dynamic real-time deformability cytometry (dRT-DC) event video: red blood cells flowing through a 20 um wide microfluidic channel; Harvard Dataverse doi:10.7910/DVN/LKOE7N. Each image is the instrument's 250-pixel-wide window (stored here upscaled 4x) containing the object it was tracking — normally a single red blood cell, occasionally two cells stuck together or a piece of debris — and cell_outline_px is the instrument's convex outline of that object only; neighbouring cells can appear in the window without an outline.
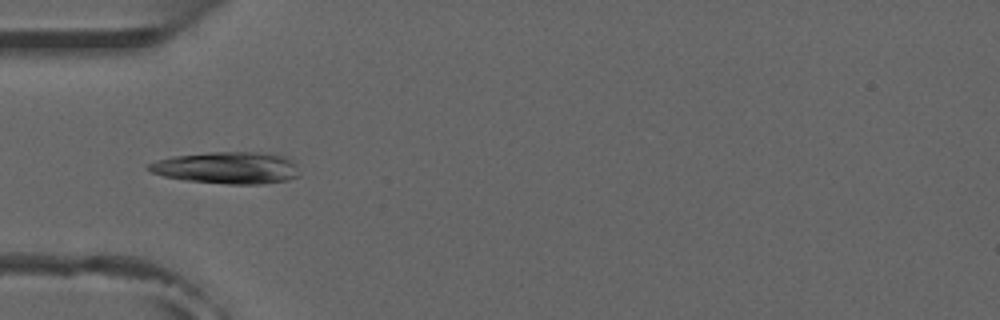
{"species": "common noctule bat (a hibernating species)", "species_latin": "Nyctalus noctula", "temperature_condition": "room temperature", "stored_images_in_passage": 6, "camera_frame_rate_fps": 3000, "um_per_image_px": 0.085, "animal": {"sex": "male", "forearm_length_mm": 52.5}, "frame": {"image": 1, "passage_image": 4, "time_ms": 4.0, "image_size_px": [1000, 320], "cell_outline_px": [[300, 176], [288, 180], [260, 184], [228, 184], [184, 180], [164, 176], [152, 172], [148, 168], [148, 164], [156, 160], [172, 156], [208, 152], [256, 152], [288, 156], [296, 164]], "centroid_in_image_um": [19.34, 14.26], "position_along_channel_um": 65.7, "area_um2": 28.21}}
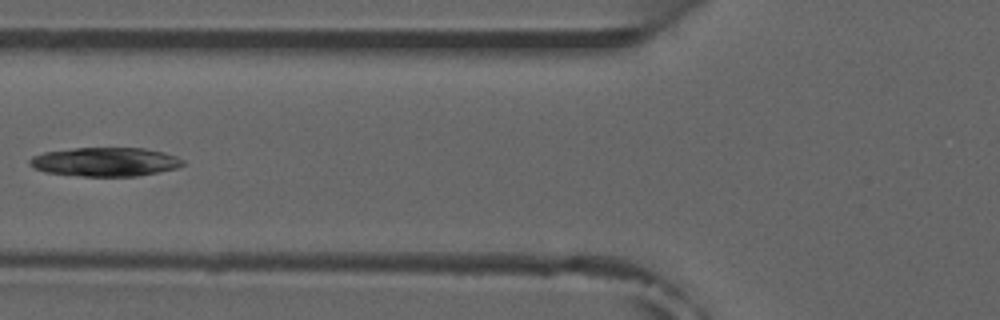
{"frame": {"image": 2, "passage_image": 5, "time_ms": 5.333, "image_size_px": [1000, 320], "cell_outline_px": [[184, 164], [176, 168], [136, 176], [84, 176], [44, 172], [32, 168], [28, 164], [28, 160], [32, 156], [44, 152], [76, 148], [144, 148], [164, 152], [176, 156], [184, 160]], "centroid_in_image_um": [8.9, 13.75], "position_along_channel_um": 116.9, "area_um2": 25.78}}
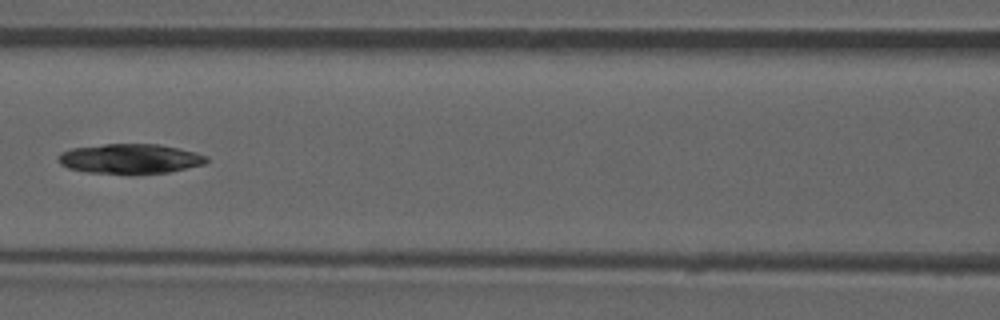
{"frame": {"image": 3, "passage_image": 6, "time_ms": 6.333, "image_size_px": [1000, 320], "cell_outline_px": [[208, 160], [204, 164], [168, 172], [88, 172], [68, 168], [60, 164], [56, 160], [56, 156], [60, 152], [72, 148], [104, 144], [160, 144], [196, 152], [208, 156]], "centroid_in_image_um": [11.02, 13.46], "position_along_channel_um": 155.6, "area_um2": 25.32}}